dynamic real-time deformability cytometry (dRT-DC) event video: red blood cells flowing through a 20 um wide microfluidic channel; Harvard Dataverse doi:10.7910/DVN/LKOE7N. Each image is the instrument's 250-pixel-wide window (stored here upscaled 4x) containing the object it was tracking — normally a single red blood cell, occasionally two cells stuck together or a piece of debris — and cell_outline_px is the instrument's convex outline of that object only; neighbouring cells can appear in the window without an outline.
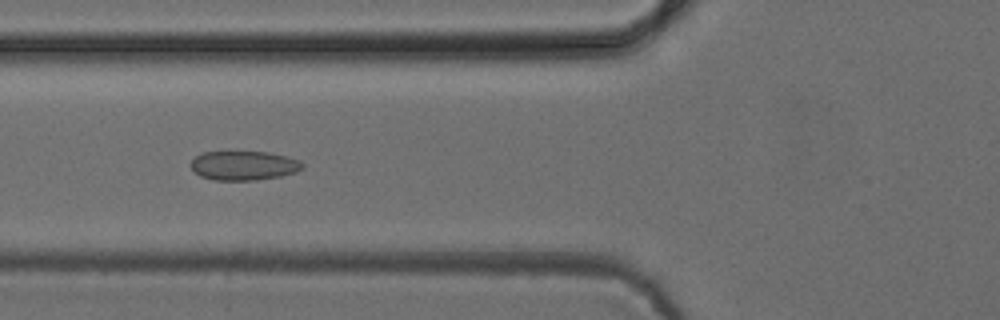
{"species": "common noctule bat (a hibernating species)", "species_latin": "Nyctalus noctula", "temperature_condition": "cold", "stored_images_in_passage": 6, "camera_frame_rate_fps": 3000, "um_per_image_px": 0.085, "animal": {"sex": "female", "body_mass_g": 24.6, "forearm_length_mm": 56.2}, "frame": {"image": 1, "passage_image": 4, "time_ms": 4.333, "image_size_px": [1000, 320], "cell_outline_px": [[304, 168], [296, 172], [280, 176], [256, 180], [212, 180], [200, 176], [192, 172], [192, 160], [196, 156], [204, 152], [268, 152], [288, 156], [300, 160], [304, 164]], "centroid_in_image_um": [20.74, 14.08], "position_along_channel_um": 105.1, "area_um2": 19.13}}
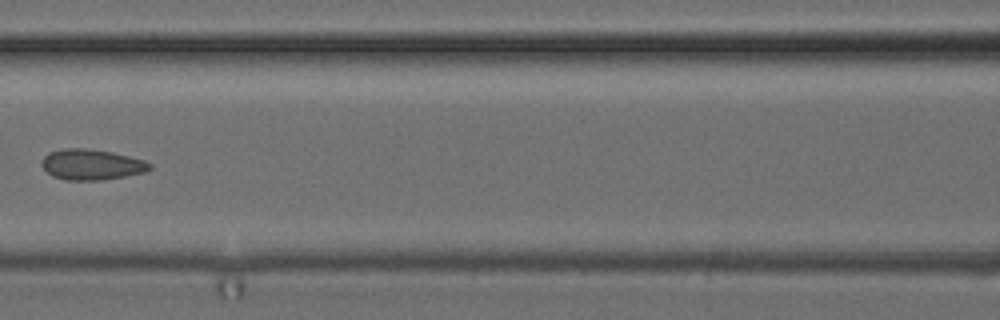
{"frame": {"image": 2, "passage_image": 5, "time_ms": 5.667, "image_size_px": [1000, 320], "cell_outline_px": [[152, 168], [144, 172], [104, 180], [64, 180], [52, 176], [40, 164], [44, 156], [48, 152], [64, 148], [88, 148], [112, 152], [144, 160], [152, 164]], "centroid_in_image_um": [7.76, 13.98], "position_along_channel_um": 158.8, "area_um2": 19.36}}
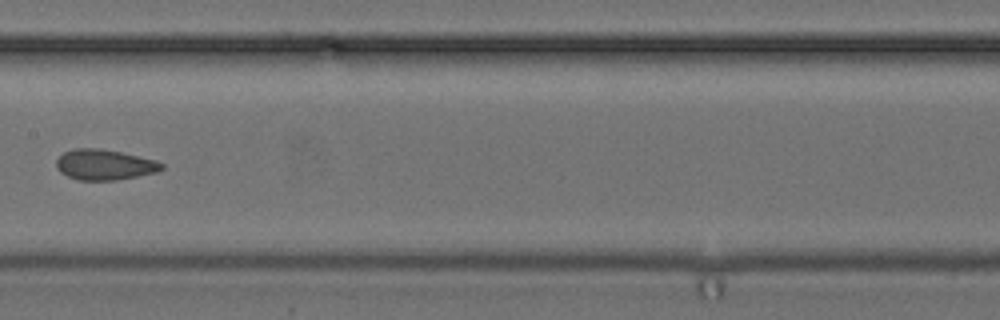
{"frame": {"image": 3, "passage_image": 6, "time_ms": 6.667, "image_size_px": [1000, 320], "cell_outline_px": [[164, 168], [156, 172], [116, 180], [80, 180], [68, 176], [60, 172], [56, 168], [56, 160], [64, 152], [76, 148], [100, 148], [120, 152], [156, 160], [164, 164]], "centroid_in_image_um": [8.87, 13.99], "position_along_channel_um": 198.5, "area_um2": 18.61}}